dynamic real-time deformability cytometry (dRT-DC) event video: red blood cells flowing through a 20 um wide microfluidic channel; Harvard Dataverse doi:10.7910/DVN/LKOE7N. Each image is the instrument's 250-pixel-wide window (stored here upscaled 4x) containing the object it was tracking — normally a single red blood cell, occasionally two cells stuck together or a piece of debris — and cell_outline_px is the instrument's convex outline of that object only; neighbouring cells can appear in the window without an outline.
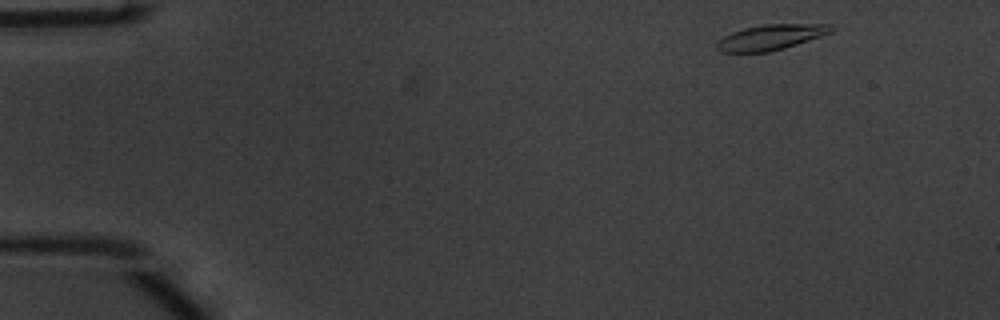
{"species": "common noctule bat (a hibernating species)", "species_latin": "Nyctalus noctula", "temperature_condition": "warm", "stored_images_in_passage": 50, "camera_frame_rate_fps": 3000, "um_per_image_px": 0.085, "animal": {"sex": "male", "body_mass_g": 20.1, "forearm_length_mm": 53.5}, "frame": {"image": 1, "passage_image": 2, "time_ms": 0.333, "image_size_px": [1000, 320], "cell_outline_px": [[836, 28], [832, 32], [784, 48], [768, 52], [720, 52], [716, 48], [716, 44], [724, 36], [732, 32], [744, 28], [764, 24], [832, 24]], "centroid_in_image_um": [65.53, 3.16], "position_along_channel_um": 19.5, "area_um2": 16.82}}
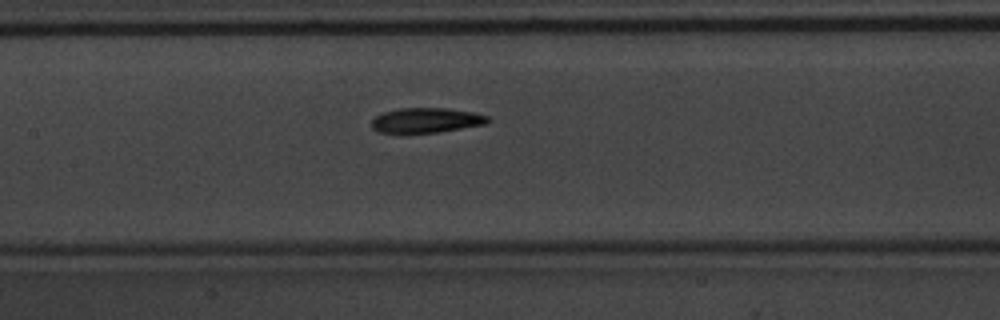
{"frame": {"image": 2, "passage_image": 22, "time_ms": 7.0, "image_size_px": [1000, 320], "cell_outline_px": [[492, 120], [484, 124], [436, 132], [376, 132], [372, 128], [372, 120], [380, 112], [400, 108], [448, 108], [472, 112], [488, 116]], "centroid_in_image_um": [36.2, 10.2], "position_along_channel_um": 171.2, "area_um2": 16.7}}
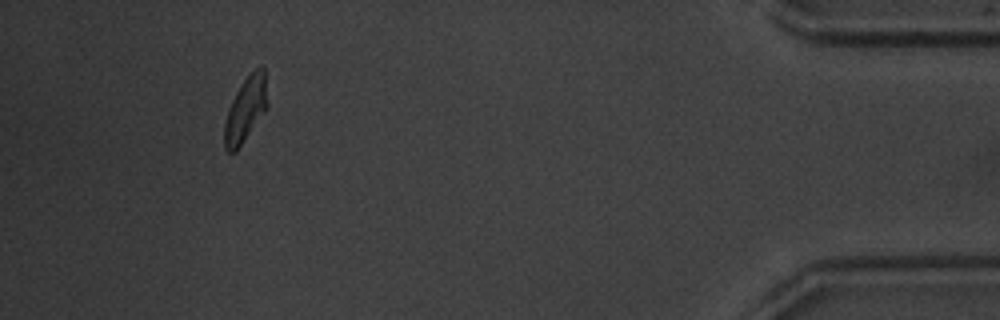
{"frame": {"image": 3, "passage_image": 46, "time_ms": 15.0, "image_size_px": [1000, 320], "cell_outline_px": [[268, 108], [236, 152], [228, 152], [224, 148], [224, 124], [228, 108], [240, 84], [260, 64], [264, 68], [268, 104]], "centroid_in_image_um": [20.88, 9.32], "position_along_channel_um": 414.3, "area_um2": 16.42}, "authors_computed_cell_mechanics": {"area_um2": 17.0799, "velocity_mm_per_s": 3.785, "shape_relaxation_time_tau1_ms": 2.8236, "shape_relaxation_time_tau2_ms": 2.4793, "deformation_change_tau1": 0.1539, "deformation_change_tau2": 0.0889}}